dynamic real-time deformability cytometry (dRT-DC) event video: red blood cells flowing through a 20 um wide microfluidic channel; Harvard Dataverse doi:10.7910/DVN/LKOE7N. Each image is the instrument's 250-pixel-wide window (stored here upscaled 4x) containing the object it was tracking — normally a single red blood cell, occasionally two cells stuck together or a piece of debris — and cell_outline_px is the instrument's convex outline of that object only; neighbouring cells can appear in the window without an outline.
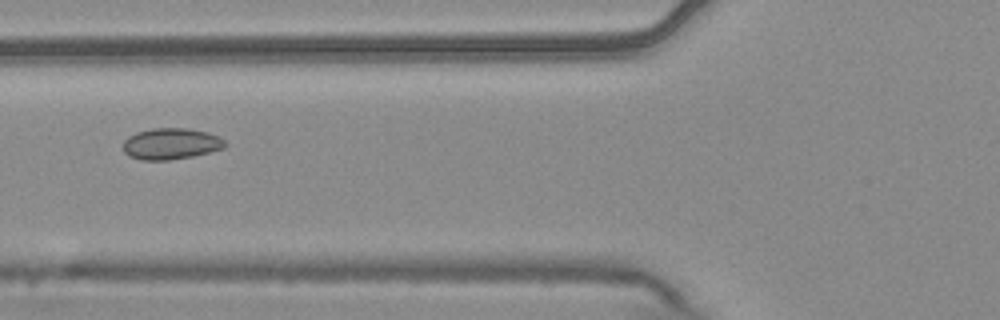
{"species": "common noctule bat (a hibernating species)", "species_latin": "Nyctalus noctula", "temperature_condition": "warm", "stored_images_in_passage": 6, "camera_frame_rate_fps": 3000, "um_per_image_px": 0.085, "animal": {"sex": "male", "body_mass_g": 20.4}, "frame": {"image": 1, "passage_image": 6, "time_ms": 1.667, "image_size_px": [1000, 320], "cell_outline_px": [[228, 144], [224, 148], [192, 156], [168, 160], [140, 160], [128, 156], [124, 152], [124, 140], [128, 136], [136, 132], [152, 128], [184, 128], [208, 132], [220, 136]], "centroid_in_image_um": [14.53, 12.22], "position_along_channel_um": 111.3, "area_um2": 18.67}}